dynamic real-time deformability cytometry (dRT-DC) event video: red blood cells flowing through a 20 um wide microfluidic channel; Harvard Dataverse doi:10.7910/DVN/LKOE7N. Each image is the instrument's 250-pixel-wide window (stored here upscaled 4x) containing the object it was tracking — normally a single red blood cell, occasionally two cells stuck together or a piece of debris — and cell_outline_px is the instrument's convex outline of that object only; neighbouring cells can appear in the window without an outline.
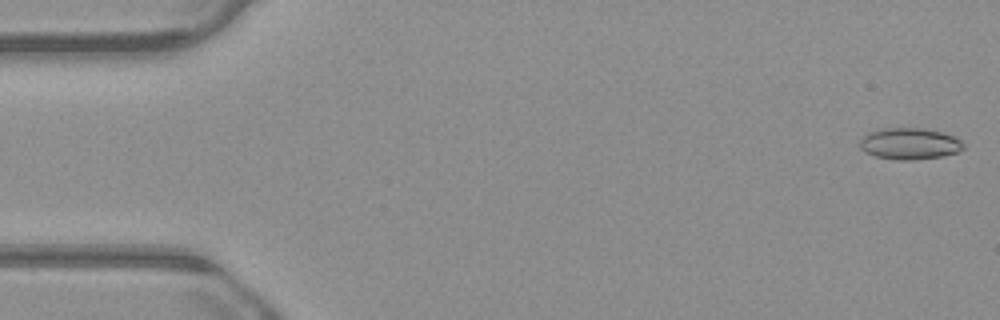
{"species": "common noctule bat (a hibernating species)", "species_latin": "Nyctalus noctula", "temperature_condition": "warm", "stored_images_in_passage": 21, "camera_frame_rate_fps": 3000, "um_per_image_px": 0.085, "animal": {"sex": "male", "body_mass_g": 23.1, "forearm_length_mm": 52.7}, "frame": {"image": 1, "passage_image": 1, "time_ms": 0.0, "image_size_px": [1000, 320], "cell_outline_px": [[964, 148], [960, 152], [944, 156], [912, 160], [900, 160], [876, 156], [864, 152], [860, 148], [860, 140], [868, 132], [884, 128], [920, 128], [940, 132], [956, 136], [964, 144]], "centroid_in_image_um": [77.34, 12.22], "position_along_channel_um": 7.7, "area_um2": 19.07}}
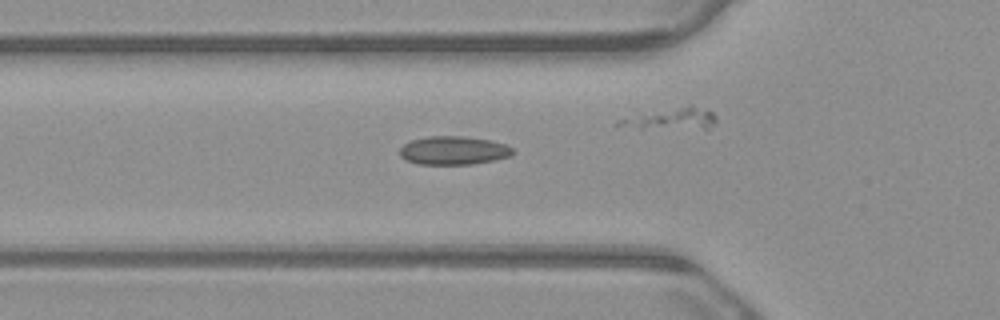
{"frame": {"image": 2, "passage_image": 18, "time_ms": 5.667, "image_size_px": [1000, 320], "cell_outline_px": [[512, 156], [472, 164], [416, 164], [404, 160], [400, 156], [400, 148], [404, 144], [412, 140], [428, 136], [460, 136], [488, 140], [504, 144], [512, 148]], "centroid_in_image_um": [38.5, 12.8], "position_along_channel_um": 87.3, "area_um2": 18.61}}
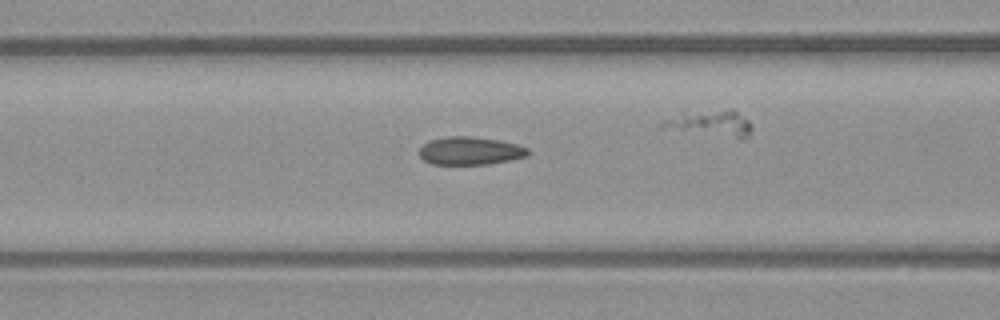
{"frame": {"image": 3, "passage_image": 21, "time_ms": 6.667, "image_size_px": [1000, 320], "cell_outline_px": [[532, 152], [528, 156], [512, 160], [488, 164], [432, 164], [424, 160], [420, 156], [420, 148], [428, 140], [448, 136], [472, 136], [500, 140], [516, 144], [528, 148]], "centroid_in_image_um": [40.0, 12.81], "position_along_channel_um": 126.6, "area_um2": 17.92}}